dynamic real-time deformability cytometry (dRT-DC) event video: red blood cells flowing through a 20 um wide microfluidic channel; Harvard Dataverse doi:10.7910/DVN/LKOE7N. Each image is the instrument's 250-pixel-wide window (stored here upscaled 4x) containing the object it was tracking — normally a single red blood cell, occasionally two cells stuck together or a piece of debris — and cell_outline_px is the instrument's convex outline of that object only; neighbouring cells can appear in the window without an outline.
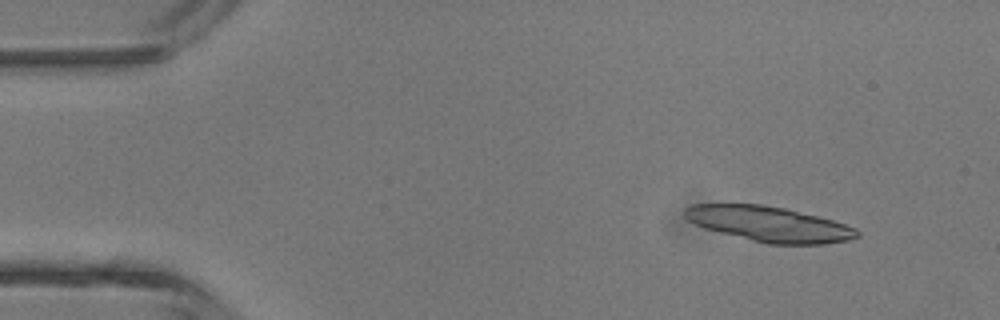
{"species": "common noctule bat (a hibernating species)", "species_latin": "Nyctalus noctula", "temperature_condition": "room temperature", "stored_images_in_passage": 5, "camera_frame_rate_fps": 3000, "um_per_image_px": 0.085, "animal": {"sex": "male", "body_mass_g": 13.3}, "frame": {"image": 1, "passage_image": 1, "time_ms": 0.0, "image_size_px": [1000, 320], "cell_outline_px": [[860, 236], [848, 240], [824, 244], [768, 244], [704, 228], [688, 220], [684, 216], [684, 208], [692, 204], [760, 204], [784, 208], [832, 220], [856, 228], [860, 232]], "centroid_in_image_um": [65.37, 19.04], "position_along_channel_um": 19.6, "area_um2": 35.08}}
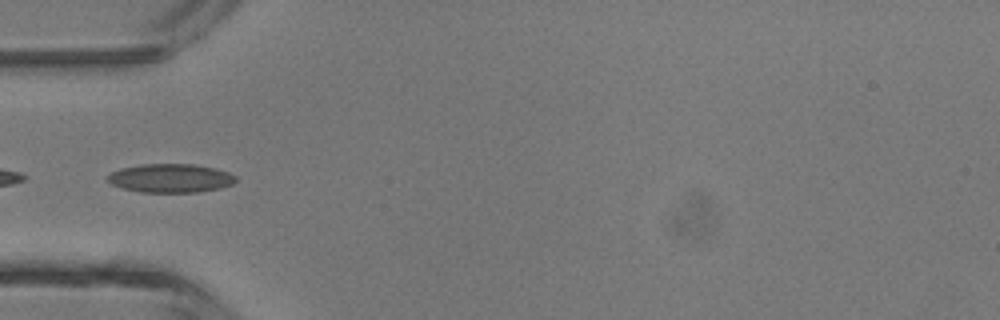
{"frame": {"image": 2, "passage_image": 4, "time_ms": 3.333, "image_size_px": [1000, 320], "cell_outline_px": [[236, 180], [232, 184], [220, 188], [196, 192], [140, 192], [120, 188], [112, 184], [108, 180], [108, 176], [112, 172], [120, 168], [140, 164], [192, 164], [216, 168], [228, 172], [236, 176]], "centroid_in_image_um": [14.49, 15.14], "position_along_channel_um": 70.5, "area_um2": 21.44}}
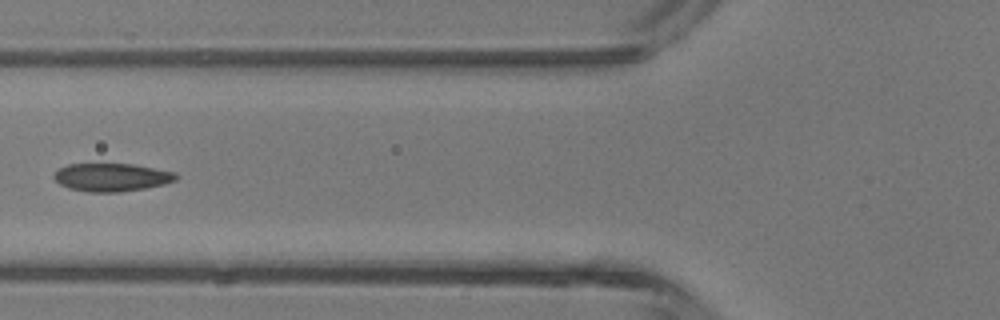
{"frame": {"image": 3, "passage_image": 5, "time_ms": 4.333, "image_size_px": [1000, 320], "cell_outline_px": [[180, 176], [176, 180], [164, 184], [144, 188], [120, 192], [88, 192], [68, 188], [60, 184], [52, 176], [60, 168], [68, 164], [132, 164], [176, 172]], "centroid_in_image_um": [9.51, 15.07], "position_along_channel_um": 116.3, "area_um2": 19.94}}